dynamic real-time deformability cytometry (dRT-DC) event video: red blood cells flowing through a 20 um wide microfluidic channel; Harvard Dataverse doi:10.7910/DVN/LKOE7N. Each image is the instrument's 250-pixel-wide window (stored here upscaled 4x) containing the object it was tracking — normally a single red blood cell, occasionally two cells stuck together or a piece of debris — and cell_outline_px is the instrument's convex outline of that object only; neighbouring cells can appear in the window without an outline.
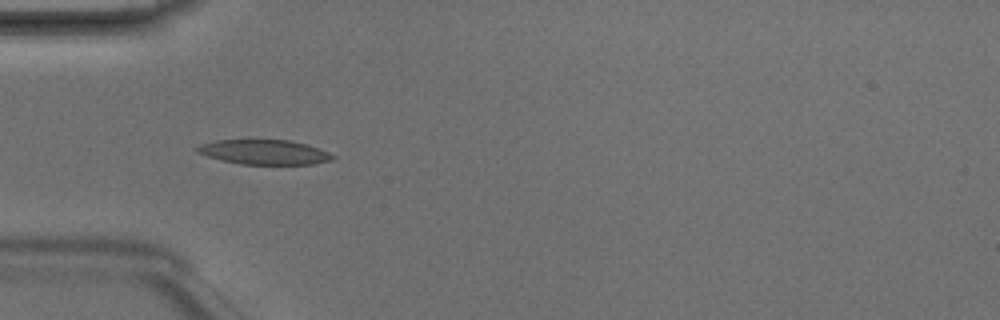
{"species": "Egyptian fruit bat (a non-hibernating species)", "species_latin": "Rousettus aegyptiacus", "temperature_condition": "room temperature", "stored_images_in_passage": 6, "camera_frame_rate_fps": 3000, "um_per_image_px": 0.085, "animal": {"sex": "male"}, "frame": {"image": 1, "passage_image": 3, "time_ms": 0.667, "image_size_px": [1000, 320], "cell_outline_px": [[336, 156], [332, 160], [312, 164], [240, 164], [208, 156], [196, 152], [196, 148], [200, 144], [216, 140], [288, 140], [304, 144], [328, 152]], "centroid_in_image_um": [22.45, 12.93], "position_along_channel_um": 62.6, "area_um2": 19.19}}
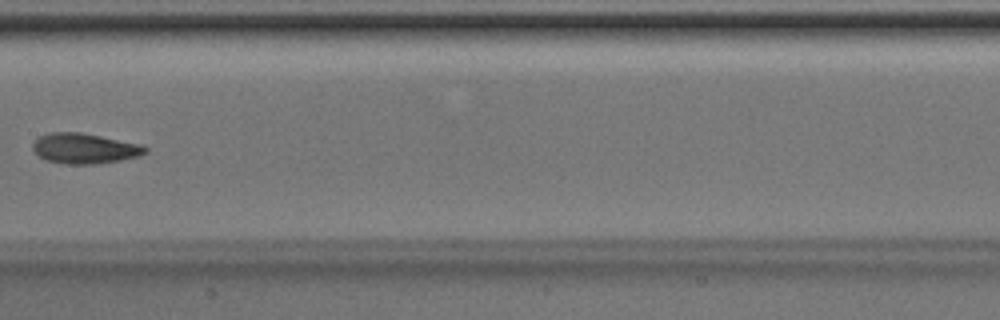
{"frame": {"image": 2, "passage_image": 6, "time_ms": 1.667, "image_size_px": [1000, 320], "cell_outline_px": [[148, 152], [140, 156], [120, 160], [96, 164], [64, 164], [44, 160], [32, 148], [32, 144], [40, 136], [48, 132], [80, 132], [140, 144], [148, 148]], "centroid_in_image_um": [7.19, 12.62], "position_along_channel_um": 200.2, "area_um2": 19.88}}